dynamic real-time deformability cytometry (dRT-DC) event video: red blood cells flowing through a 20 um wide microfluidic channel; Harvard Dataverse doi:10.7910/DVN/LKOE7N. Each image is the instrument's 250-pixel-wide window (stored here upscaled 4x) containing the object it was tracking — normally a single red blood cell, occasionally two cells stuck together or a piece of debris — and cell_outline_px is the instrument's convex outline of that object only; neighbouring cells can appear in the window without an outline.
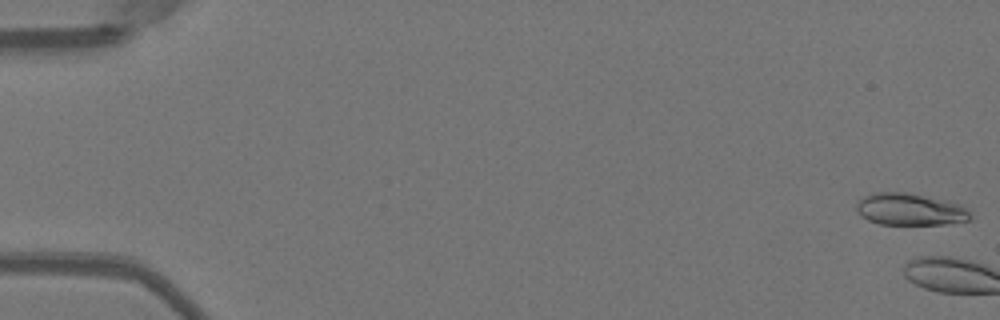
{"species": "Egyptian fruit bat (a non-hibernating species)", "species_latin": "Rousettus aegyptiacus", "temperature_condition": "warm", "stored_images_in_passage": 3, "camera_frame_rate_fps": 3000, "um_per_image_px": 0.085, "animal": {"sex": "female"}, "frame": {"image": 1, "passage_image": 1, "time_ms": 0.0, "image_size_px": [1000, 320], "cell_outline_px": [[972, 220], [948, 224], [880, 224], [868, 220], [860, 216], [856, 212], [856, 204], [864, 196], [872, 192], [908, 192], [944, 200], [960, 204], [972, 208]], "centroid_in_image_um": [77.41, 17.79], "position_along_channel_um": 7.6, "area_um2": 21.68}}